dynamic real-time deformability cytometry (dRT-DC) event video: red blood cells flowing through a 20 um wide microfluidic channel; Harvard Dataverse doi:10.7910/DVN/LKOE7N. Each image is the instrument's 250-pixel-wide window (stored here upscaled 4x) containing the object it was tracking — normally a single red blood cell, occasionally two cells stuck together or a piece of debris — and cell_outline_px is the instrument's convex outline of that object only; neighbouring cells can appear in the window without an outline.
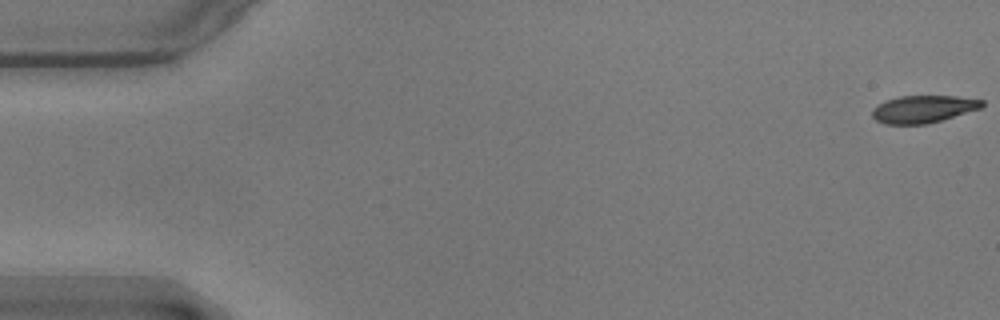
{"species": "common noctule bat (a hibernating species)", "species_latin": "Nyctalus noctula", "temperature_condition": "warm", "stored_images_in_passage": 57, "camera_frame_rate_fps": 3000, "um_per_image_px": 0.085, "animal": {"sex": "male", "body_mass_g": 17.9}, "frame": {"image": 1, "passage_image": 1, "time_ms": 0.0, "image_size_px": [1000, 320], "cell_outline_px": [[984, 104], [980, 108], [928, 124], [884, 124], [876, 120], [872, 116], [872, 108], [876, 104], [884, 100], [900, 96], [956, 96], [984, 100]], "centroid_in_image_um": [78.42, 9.27], "position_along_channel_um": 6.6, "area_um2": 17.57}}
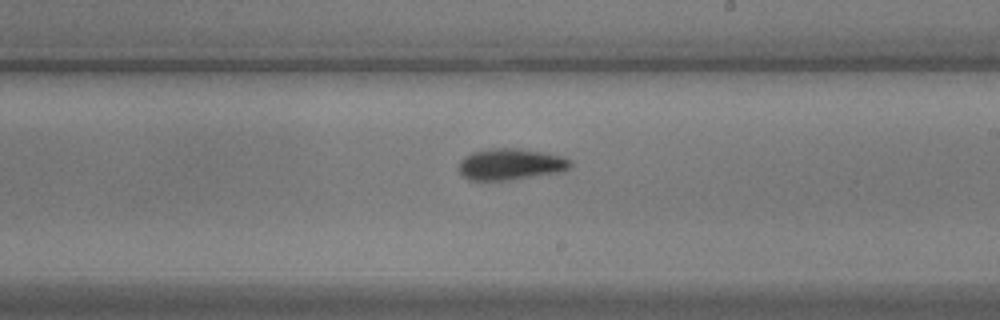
{"frame": {"image": 2, "passage_image": 33, "time_ms": 10.667, "image_size_px": [1000, 320], "cell_outline_px": [[572, 168], [564, 172], [508, 180], [468, 180], [456, 168], [460, 160], [464, 156], [472, 152], [488, 148], [520, 148], [544, 152], [560, 156], [572, 160]], "centroid_in_image_um": [43.41, 13.96], "position_along_channel_um": 245.6, "area_um2": 20.87}}
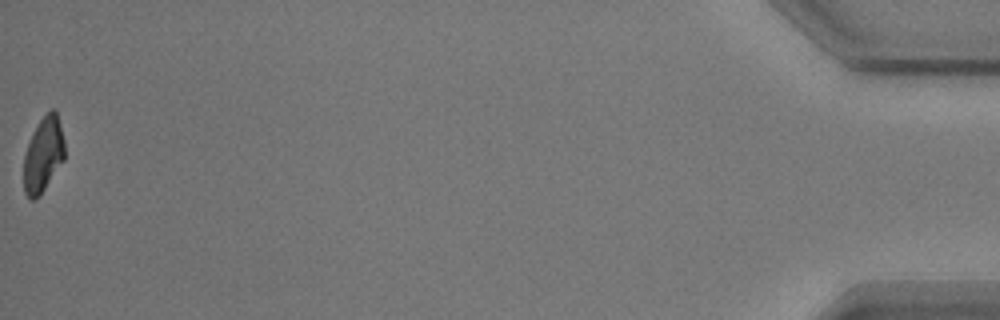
{"frame": {"image": 3, "passage_image": 57, "time_ms": 18.667, "image_size_px": [1000, 320], "cell_outline_px": [[64, 160], [40, 196], [36, 200], [28, 200], [24, 192], [24, 156], [32, 132], [40, 120], [52, 108], [56, 112], [64, 140]], "centroid_in_image_um": [3.66, 13.21], "position_along_channel_um": 431.5, "area_um2": 17.86}, "authors_computed_cell_mechanics": {"area_um2": 19.5364, "velocity_mm_per_s": 3.5659, "shape_relaxation_time_tau1_ms": 3.8532, "shape_relaxation_time_tau2_ms": 3.8873, "deformation_change_tau1": 0.1378, "deformation_change_tau2": 0.1027}}